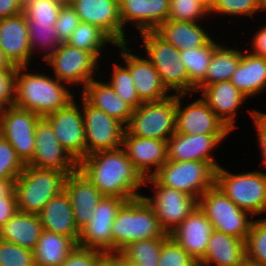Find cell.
<instances>
[{"label":"cell","mask_w":266,"mask_h":266,"mask_svg":"<svg viewBox=\"0 0 266 266\" xmlns=\"http://www.w3.org/2000/svg\"><path fill=\"white\" fill-rule=\"evenodd\" d=\"M246 259L266 266V217L252 222L245 241Z\"/></svg>","instance_id":"obj_39"},{"label":"cell","mask_w":266,"mask_h":266,"mask_svg":"<svg viewBox=\"0 0 266 266\" xmlns=\"http://www.w3.org/2000/svg\"><path fill=\"white\" fill-rule=\"evenodd\" d=\"M113 255L138 240L169 237L159 224L152 207L143 197L126 201L112 225Z\"/></svg>","instance_id":"obj_3"},{"label":"cell","mask_w":266,"mask_h":266,"mask_svg":"<svg viewBox=\"0 0 266 266\" xmlns=\"http://www.w3.org/2000/svg\"><path fill=\"white\" fill-rule=\"evenodd\" d=\"M169 3L170 0H119L122 25L131 22L140 33L155 31L168 19Z\"/></svg>","instance_id":"obj_24"},{"label":"cell","mask_w":266,"mask_h":266,"mask_svg":"<svg viewBox=\"0 0 266 266\" xmlns=\"http://www.w3.org/2000/svg\"><path fill=\"white\" fill-rule=\"evenodd\" d=\"M152 178L159 185L183 191L199 200L206 190L215 186L216 168L205 161L167 160Z\"/></svg>","instance_id":"obj_7"},{"label":"cell","mask_w":266,"mask_h":266,"mask_svg":"<svg viewBox=\"0 0 266 266\" xmlns=\"http://www.w3.org/2000/svg\"><path fill=\"white\" fill-rule=\"evenodd\" d=\"M97 266H122V259L118 255H106Z\"/></svg>","instance_id":"obj_55"},{"label":"cell","mask_w":266,"mask_h":266,"mask_svg":"<svg viewBox=\"0 0 266 266\" xmlns=\"http://www.w3.org/2000/svg\"><path fill=\"white\" fill-rule=\"evenodd\" d=\"M125 130L141 138L168 141L176 132V94L140 104L133 110Z\"/></svg>","instance_id":"obj_8"},{"label":"cell","mask_w":266,"mask_h":266,"mask_svg":"<svg viewBox=\"0 0 266 266\" xmlns=\"http://www.w3.org/2000/svg\"><path fill=\"white\" fill-rule=\"evenodd\" d=\"M203 5L208 11L211 10L214 0H195Z\"/></svg>","instance_id":"obj_57"},{"label":"cell","mask_w":266,"mask_h":266,"mask_svg":"<svg viewBox=\"0 0 266 266\" xmlns=\"http://www.w3.org/2000/svg\"><path fill=\"white\" fill-rule=\"evenodd\" d=\"M122 266H133V265H131V264H127V263H125V262L122 260Z\"/></svg>","instance_id":"obj_61"},{"label":"cell","mask_w":266,"mask_h":266,"mask_svg":"<svg viewBox=\"0 0 266 266\" xmlns=\"http://www.w3.org/2000/svg\"><path fill=\"white\" fill-rule=\"evenodd\" d=\"M78 169L103 196L126 201L142 197L145 179L134 167L123 147L94 152L78 163Z\"/></svg>","instance_id":"obj_1"},{"label":"cell","mask_w":266,"mask_h":266,"mask_svg":"<svg viewBox=\"0 0 266 266\" xmlns=\"http://www.w3.org/2000/svg\"><path fill=\"white\" fill-rule=\"evenodd\" d=\"M62 0H23V14L27 22L55 24L61 7Z\"/></svg>","instance_id":"obj_40"},{"label":"cell","mask_w":266,"mask_h":266,"mask_svg":"<svg viewBox=\"0 0 266 266\" xmlns=\"http://www.w3.org/2000/svg\"><path fill=\"white\" fill-rule=\"evenodd\" d=\"M188 94H176V132L194 134H230L231 130L199 98L188 106H182V98Z\"/></svg>","instance_id":"obj_18"},{"label":"cell","mask_w":266,"mask_h":266,"mask_svg":"<svg viewBox=\"0 0 266 266\" xmlns=\"http://www.w3.org/2000/svg\"><path fill=\"white\" fill-rule=\"evenodd\" d=\"M113 66L112 78L107 82L124 102L129 104L133 109H136L142 102L136 93L130 71L124 65L121 66L114 63Z\"/></svg>","instance_id":"obj_41"},{"label":"cell","mask_w":266,"mask_h":266,"mask_svg":"<svg viewBox=\"0 0 266 266\" xmlns=\"http://www.w3.org/2000/svg\"><path fill=\"white\" fill-rule=\"evenodd\" d=\"M201 98L216 116L233 131L236 128V111L248 97L230 80L209 84L201 89Z\"/></svg>","instance_id":"obj_25"},{"label":"cell","mask_w":266,"mask_h":266,"mask_svg":"<svg viewBox=\"0 0 266 266\" xmlns=\"http://www.w3.org/2000/svg\"><path fill=\"white\" fill-rule=\"evenodd\" d=\"M6 106L0 101V117L4 113Z\"/></svg>","instance_id":"obj_60"},{"label":"cell","mask_w":266,"mask_h":266,"mask_svg":"<svg viewBox=\"0 0 266 266\" xmlns=\"http://www.w3.org/2000/svg\"><path fill=\"white\" fill-rule=\"evenodd\" d=\"M68 176L66 172L25 165L14 182L18 212L39 214L49 200L65 190Z\"/></svg>","instance_id":"obj_4"},{"label":"cell","mask_w":266,"mask_h":266,"mask_svg":"<svg viewBox=\"0 0 266 266\" xmlns=\"http://www.w3.org/2000/svg\"><path fill=\"white\" fill-rule=\"evenodd\" d=\"M16 70L0 71V101L7 107L14 105Z\"/></svg>","instance_id":"obj_49"},{"label":"cell","mask_w":266,"mask_h":266,"mask_svg":"<svg viewBox=\"0 0 266 266\" xmlns=\"http://www.w3.org/2000/svg\"><path fill=\"white\" fill-rule=\"evenodd\" d=\"M40 116L15 105L7 106L0 117L1 136L27 165L35 151V128Z\"/></svg>","instance_id":"obj_14"},{"label":"cell","mask_w":266,"mask_h":266,"mask_svg":"<svg viewBox=\"0 0 266 266\" xmlns=\"http://www.w3.org/2000/svg\"><path fill=\"white\" fill-rule=\"evenodd\" d=\"M80 107L74 99L65 108L45 116L59 143L77 163L86 157V134Z\"/></svg>","instance_id":"obj_16"},{"label":"cell","mask_w":266,"mask_h":266,"mask_svg":"<svg viewBox=\"0 0 266 266\" xmlns=\"http://www.w3.org/2000/svg\"><path fill=\"white\" fill-rule=\"evenodd\" d=\"M25 164L18 157L15 149L4 138H0V180L16 179Z\"/></svg>","instance_id":"obj_43"},{"label":"cell","mask_w":266,"mask_h":266,"mask_svg":"<svg viewBox=\"0 0 266 266\" xmlns=\"http://www.w3.org/2000/svg\"><path fill=\"white\" fill-rule=\"evenodd\" d=\"M42 232L38 214L17 212L0 228V239L34 251Z\"/></svg>","instance_id":"obj_31"},{"label":"cell","mask_w":266,"mask_h":266,"mask_svg":"<svg viewBox=\"0 0 266 266\" xmlns=\"http://www.w3.org/2000/svg\"><path fill=\"white\" fill-rule=\"evenodd\" d=\"M229 134H194L188 135L175 132L167 141L168 160L205 161L211 163L216 169L220 166L211 152ZM213 149V150H212Z\"/></svg>","instance_id":"obj_20"},{"label":"cell","mask_w":266,"mask_h":266,"mask_svg":"<svg viewBox=\"0 0 266 266\" xmlns=\"http://www.w3.org/2000/svg\"><path fill=\"white\" fill-rule=\"evenodd\" d=\"M122 147L144 179L152 177L168 160L167 141L141 138L125 130Z\"/></svg>","instance_id":"obj_21"},{"label":"cell","mask_w":266,"mask_h":266,"mask_svg":"<svg viewBox=\"0 0 266 266\" xmlns=\"http://www.w3.org/2000/svg\"><path fill=\"white\" fill-rule=\"evenodd\" d=\"M63 2H65V3H68L70 0H62Z\"/></svg>","instance_id":"obj_62"},{"label":"cell","mask_w":266,"mask_h":266,"mask_svg":"<svg viewBox=\"0 0 266 266\" xmlns=\"http://www.w3.org/2000/svg\"><path fill=\"white\" fill-rule=\"evenodd\" d=\"M27 69L29 68L25 66L16 68L14 98L16 107L45 117L65 108L74 100L75 97L67 88V83L43 73H28Z\"/></svg>","instance_id":"obj_2"},{"label":"cell","mask_w":266,"mask_h":266,"mask_svg":"<svg viewBox=\"0 0 266 266\" xmlns=\"http://www.w3.org/2000/svg\"><path fill=\"white\" fill-rule=\"evenodd\" d=\"M147 59L159 73L166 89L175 94L195 93L196 86L189 80L185 65L180 62L179 50L155 31L140 33Z\"/></svg>","instance_id":"obj_5"},{"label":"cell","mask_w":266,"mask_h":266,"mask_svg":"<svg viewBox=\"0 0 266 266\" xmlns=\"http://www.w3.org/2000/svg\"><path fill=\"white\" fill-rule=\"evenodd\" d=\"M34 251L0 239V266H33Z\"/></svg>","instance_id":"obj_45"},{"label":"cell","mask_w":266,"mask_h":266,"mask_svg":"<svg viewBox=\"0 0 266 266\" xmlns=\"http://www.w3.org/2000/svg\"><path fill=\"white\" fill-rule=\"evenodd\" d=\"M28 33L23 13L0 19V47L15 67H29L33 59Z\"/></svg>","instance_id":"obj_23"},{"label":"cell","mask_w":266,"mask_h":266,"mask_svg":"<svg viewBox=\"0 0 266 266\" xmlns=\"http://www.w3.org/2000/svg\"><path fill=\"white\" fill-rule=\"evenodd\" d=\"M37 169H54L71 174L78 169V163L59 143L50 122L40 117L35 128V151L27 164Z\"/></svg>","instance_id":"obj_15"},{"label":"cell","mask_w":266,"mask_h":266,"mask_svg":"<svg viewBox=\"0 0 266 266\" xmlns=\"http://www.w3.org/2000/svg\"><path fill=\"white\" fill-rule=\"evenodd\" d=\"M125 202L121 197L103 196L93 210L89 223L80 230L77 245L113 255L112 225Z\"/></svg>","instance_id":"obj_12"},{"label":"cell","mask_w":266,"mask_h":266,"mask_svg":"<svg viewBox=\"0 0 266 266\" xmlns=\"http://www.w3.org/2000/svg\"><path fill=\"white\" fill-rule=\"evenodd\" d=\"M254 35L251 47L254 51L250 52L258 56L266 57V25L259 28L258 32Z\"/></svg>","instance_id":"obj_53"},{"label":"cell","mask_w":266,"mask_h":266,"mask_svg":"<svg viewBox=\"0 0 266 266\" xmlns=\"http://www.w3.org/2000/svg\"><path fill=\"white\" fill-rule=\"evenodd\" d=\"M11 61L6 57L5 52L0 47V71L2 70H16Z\"/></svg>","instance_id":"obj_56"},{"label":"cell","mask_w":266,"mask_h":266,"mask_svg":"<svg viewBox=\"0 0 266 266\" xmlns=\"http://www.w3.org/2000/svg\"><path fill=\"white\" fill-rule=\"evenodd\" d=\"M81 22L103 30L116 45L129 44L119 16V0H70Z\"/></svg>","instance_id":"obj_17"},{"label":"cell","mask_w":266,"mask_h":266,"mask_svg":"<svg viewBox=\"0 0 266 266\" xmlns=\"http://www.w3.org/2000/svg\"><path fill=\"white\" fill-rule=\"evenodd\" d=\"M23 12V0H0V19Z\"/></svg>","instance_id":"obj_52"},{"label":"cell","mask_w":266,"mask_h":266,"mask_svg":"<svg viewBox=\"0 0 266 266\" xmlns=\"http://www.w3.org/2000/svg\"><path fill=\"white\" fill-rule=\"evenodd\" d=\"M158 266H199V263L169 236L161 247Z\"/></svg>","instance_id":"obj_44"},{"label":"cell","mask_w":266,"mask_h":266,"mask_svg":"<svg viewBox=\"0 0 266 266\" xmlns=\"http://www.w3.org/2000/svg\"><path fill=\"white\" fill-rule=\"evenodd\" d=\"M240 266H260V265L252 263L246 259Z\"/></svg>","instance_id":"obj_59"},{"label":"cell","mask_w":266,"mask_h":266,"mask_svg":"<svg viewBox=\"0 0 266 266\" xmlns=\"http://www.w3.org/2000/svg\"><path fill=\"white\" fill-rule=\"evenodd\" d=\"M81 99L86 134V156L94 152L122 147L125 126L103 110L90 105L83 97Z\"/></svg>","instance_id":"obj_13"},{"label":"cell","mask_w":266,"mask_h":266,"mask_svg":"<svg viewBox=\"0 0 266 266\" xmlns=\"http://www.w3.org/2000/svg\"><path fill=\"white\" fill-rule=\"evenodd\" d=\"M76 245L68 236L43 230L34 249V263L37 266H60Z\"/></svg>","instance_id":"obj_33"},{"label":"cell","mask_w":266,"mask_h":266,"mask_svg":"<svg viewBox=\"0 0 266 266\" xmlns=\"http://www.w3.org/2000/svg\"><path fill=\"white\" fill-rule=\"evenodd\" d=\"M245 260L244 240L213 230L199 266H240Z\"/></svg>","instance_id":"obj_28"},{"label":"cell","mask_w":266,"mask_h":266,"mask_svg":"<svg viewBox=\"0 0 266 266\" xmlns=\"http://www.w3.org/2000/svg\"><path fill=\"white\" fill-rule=\"evenodd\" d=\"M244 51L230 81L246 97H253L266 88V57Z\"/></svg>","instance_id":"obj_30"},{"label":"cell","mask_w":266,"mask_h":266,"mask_svg":"<svg viewBox=\"0 0 266 266\" xmlns=\"http://www.w3.org/2000/svg\"><path fill=\"white\" fill-rule=\"evenodd\" d=\"M260 9V0H214L209 14L252 16Z\"/></svg>","instance_id":"obj_46"},{"label":"cell","mask_w":266,"mask_h":266,"mask_svg":"<svg viewBox=\"0 0 266 266\" xmlns=\"http://www.w3.org/2000/svg\"><path fill=\"white\" fill-rule=\"evenodd\" d=\"M257 129V139L262 154V162L266 167V113L257 110H248Z\"/></svg>","instance_id":"obj_50"},{"label":"cell","mask_w":266,"mask_h":266,"mask_svg":"<svg viewBox=\"0 0 266 266\" xmlns=\"http://www.w3.org/2000/svg\"><path fill=\"white\" fill-rule=\"evenodd\" d=\"M263 11L265 12L266 11V0H260V9L259 11Z\"/></svg>","instance_id":"obj_58"},{"label":"cell","mask_w":266,"mask_h":266,"mask_svg":"<svg viewBox=\"0 0 266 266\" xmlns=\"http://www.w3.org/2000/svg\"><path fill=\"white\" fill-rule=\"evenodd\" d=\"M80 22V17L77 15L71 4L69 2L64 3L55 23V29L59 38L63 42H66Z\"/></svg>","instance_id":"obj_47"},{"label":"cell","mask_w":266,"mask_h":266,"mask_svg":"<svg viewBox=\"0 0 266 266\" xmlns=\"http://www.w3.org/2000/svg\"><path fill=\"white\" fill-rule=\"evenodd\" d=\"M105 256L100 250L76 245L60 266H97Z\"/></svg>","instance_id":"obj_48"},{"label":"cell","mask_w":266,"mask_h":266,"mask_svg":"<svg viewBox=\"0 0 266 266\" xmlns=\"http://www.w3.org/2000/svg\"><path fill=\"white\" fill-rule=\"evenodd\" d=\"M242 57V51L218 45L213 53L205 78L196 86L195 92L209 84L231 80Z\"/></svg>","instance_id":"obj_34"},{"label":"cell","mask_w":266,"mask_h":266,"mask_svg":"<svg viewBox=\"0 0 266 266\" xmlns=\"http://www.w3.org/2000/svg\"><path fill=\"white\" fill-rule=\"evenodd\" d=\"M198 206L214 230L246 241L253 222L248 218L251 214L240 209L216 185L200 196Z\"/></svg>","instance_id":"obj_9"},{"label":"cell","mask_w":266,"mask_h":266,"mask_svg":"<svg viewBox=\"0 0 266 266\" xmlns=\"http://www.w3.org/2000/svg\"><path fill=\"white\" fill-rule=\"evenodd\" d=\"M153 184V197L142 195L152 207L162 229L170 234L198 206V200L183 191L159 185L152 177L145 179Z\"/></svg>","instance_id":"obj_11"},{"label":"cell","mask_w":266,"mask_h":266,"mask_svg":"<svg viewBox=\"0 0 266 266\" xmlns=\"http://www.w3.org/2000/svg\"><path fill=\"white\" fill-rule=\"evenodd\" d=\"M168 237L138 240L126 245L117 255L133 266H158L160 251Z\"/></svg>","instance_id":"obj_35"},{"label":"cell","mask_w":266,"mask_h":266,"mask_svg":"<svg viewBox=\"0 0 266 266\" xmlns=\"http://www.w3.org/2000/svg\"><path fill=\"white\" fill-rule=\"evenodd\" d=\"M82 97L93 107L103 110L109 116L126 126L133 113V108L124 102L106 81L92 79L82 90Z\"/></svg>","instance_id":"obj_29"},{"label":"cell","mask_w":266,"mask_h":266,"mask_svg":"<svg viewBox=\"0 0 266 266\" xmlns=\"http://www.w3.org/2000/svg\"><path fill=\"white\" fill-rule=\"evenodd\" d=\"M27 24L29 43L33 56L37 49L38 51L41 49V51L43 50V53H46L42 59L45 60L56 51L61 43H63L57 34L55 24L38 22H27Z\"/></svg>","instance_id":"obj_38"},{"label":"cell","mask_w":266,"mask_h":266,"mask_svg":"<svg viewBox=\"0 0 266 266\" xmlns=\"http://www.w3.org/2000/svg\"><path fill=\"white\" fill-rule=\"evenodd\" d=\"M18 212L15 191L0 198V228Z\"/></svg>","instance_id":"obj_51"},{"label":"cell","mask_w":266,"mask_h":266,"mask_svg":"<svg viewBox=\"0 0 266 266\" xmlns=\"http://www.w3.org/2000/svg\"><path fill=\"white\" fill-rule=\"evenodd\" d=\"M207 15L209 11L195 0H170L168 20L200 22Z\"/></svg>","instance_id":"obj_42"},{"label":"cell","mask_w":266,"mask_h":266,"mask_svg":"<svg viewBox=\"0 0 266 266\" xmlns=\"http://www.w3.org/2000/svg\"><path fill=\"white\" fill-rule=\"evenodd\" d=\"M155 32L178 50L199 48L205 46L212 39L199 22H180L167 19Z\"/></svg>","instance_id":"obj_32"},{"label":"cell","mask_w":266,"mask_h":266,"mask_svg":"<svg viewBox=\"0 0 266 266\" xmlns=\"http://www.w3.org/2000/svg\"><path fill=\"white\" fill-rule=\"evenodd\" d=\"M15 179L0 180V198L10 195L14 191Z\"/></svg>","instance_id":"obj_54"},{"label":"cell","mask_w":266,"mask_h":266,"mask_svg":"<svg viewBox=\"0 0 266 266\" xmlns=\"http://www.w3.org/2000/svg\"><path fill=\"white\" fill-rule=\"evenodd\" d=\"M65 191L71 200L75 223L81 230L89 223L103 195L79 169L67 177Z\"/></svg>","instance_id":"obj_26"},{"label":"cell","mask_w":266,"mask_h":266,"mask_svg":"<svg viewBox=\"0 0 266 266\" xmlns=\"http://www.w3.org/2000/svg\"><path fill=\"white\" fill-rule=\"evenodd\" d=\"M45 61L51 66L54 78L70 86L84 85V88L96 77L100 60L90 51L63 42Z\"/></svg>","instance_id":"obj_10"},{"label":"cell","mask_w":266,"mask_h":266,"mask_svg":"<svg viewBox=\"0 0 266 266\" xmlns=\"http://www.w3.org/2000/svg\"><path fill=\"white\" fill-rule=\"evenodd\" d=\"M128 45L119 44L117 47L120 49L119 53L124 59V64L126 63L124 66L130 71L141 102H157L169 97V91L163 85L153 64L147 58L132 54V50L127 48Z\"/></svg>","instance_id":"obj_19"},{"label":"cell","mask_w":266,"mask_h":266,"mask_svg":"<svg viewBox=\"0 0 266 266\" xmlns=\"http://www.w3.org/2000/svg\"><path fill=\"white\" fill-rule=\"evenodd\" d=\"M66 43L73 47L90 51L99 60V57L103 54L102 50H104L108 43L117 46L99 27L84 22L79 23L71 36L66 40Z\"/></svg>","instance_id":"obj_37"},{"label":"cell","mask_w":266,"mask_h":266,"mask_svg":"<svg viewBox=\"0 0 266 266\" xmlns=\"http://www.w3.org/2000/svg\"><path fill=\"white\" fill-rule=\"evenodd\" d=\"M212 223L197 206L181 224L170 233V237L198 263L204 258L213 231Z\"/></svg>","instance_id":"obj_22"},{"label":"cell","mask_w":266,"mask_h":266,"mask_svg":"<svg viewBox=\"0 0 266 266\" xmlns=\"http://www.w3.org/2000/svg\"><path fill=\"white\" fill-rule=\"evenodd\" d=\"M218 45L211 39L205 46L179 50L180 62L185 65L189 80L195 86L205 78L214 50Z\"/></svg>","instance_id":"obj_36"},{"label":"cell","mask_w":266,"mask_h":266,"mask_svg":"<svg viewBox=\"0 0 266 266\" xmlns=\"http://www.w3.org/2000/svg\"><path fill=\"white\" fill-rule=\"evenodd\" d=\"M38 215L43 230L68 236L77 244L80 230L75 223L71 200L65 190L49 200Z\"/></svg>","instance_id":"obj_27"},{"label":"cell","mask_w":266,"mask_h":266,"mask_svg":"<svg viewBox=\"0 0 266 266\" xmlns=\"http://www.w3.org/2000/svg\"><path fill=\"white\" fill-rule=\"evenodd\" d=\"M215 185L240 209L249 212L251 218L266 213V173L234 174L219 166Z\"/></svg>","instance_id":"obj_6"}]
</instances>
